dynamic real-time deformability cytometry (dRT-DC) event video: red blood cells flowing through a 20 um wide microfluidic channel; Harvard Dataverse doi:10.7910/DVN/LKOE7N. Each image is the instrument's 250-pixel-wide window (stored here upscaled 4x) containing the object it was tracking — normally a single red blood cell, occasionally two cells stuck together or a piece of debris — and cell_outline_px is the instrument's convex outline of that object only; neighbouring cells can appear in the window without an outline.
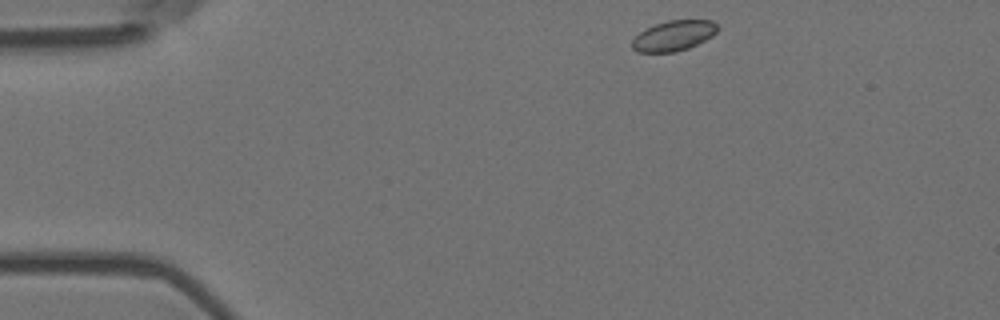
{"species": "Egyptian fruit bat (a non-hibernating species)", "species_latin": "Rousettus aegyptiacus", "temperature_condition": "room temperature", "stored_images_in_passage": 48, "camera_frame_rate_fps": 3000, "um_per_image_px": 0.085, "animal": {"sex": "female"}, "frame": {"image": 1, "passage_image": 1, "time_ms": 0.0, "image_size_px": [1000, 320], "cell_outline_px": [[720, 28], [712, 36], [688, 48], [676, 52], [636, 52], [632, 48], [632, 40], [644, 28], [668, 20], [712, 20]], "centroid_in_image_um": [57.25, 3.03], "position_along_channel_um": 27.7, "area_um2": 15.09}}
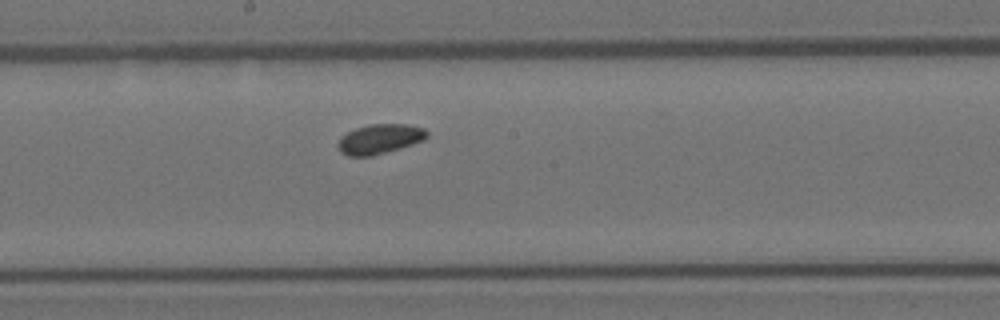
{"frame": {"image": 2, "passage_image": 22, "time_ms": 7.0, "image_size_px": [1000, 320], "cell_outline_px": [[428, 136], [424, 140], [400, 148], [372, 156], [348, 156], [340, 152], [336, 144], [340, 136], [356, 128], [368, 124], [408, 124], [424, 128], [428, 132]], "centroid_in_image_um": [32.25, 11.81], "position_along_channel_um": 215.9, "area_um2": 15.55}}
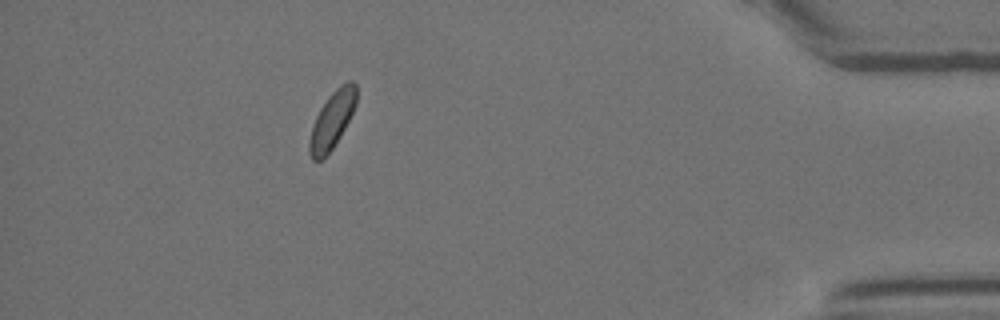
{"frame": {"image": 3, "passage_image": 42, "time_ms": 13.667, "image_size_px": [1000, 320], "cell_outline_px": [[356, 104], [344, 128], [332, 148], [320, 160], [312, 160], [308, 152], [308, 140], [316, 116], [320, 108], [328, 96], [340, 84], [348, 80], [352, 80], [356, 84]], "centroid_in_image_um": [28.21, 10.17], "position_along_channel_um": 407.0, "area_um2": 15.37}, "authors_computed_cell_mechanics": {"area_um2": 15.5193, "velocity_mm_per_s": 3.6259, "shape_relaxation_time_tau1_ms": null, "shape_relaxation_time_tau2_ms": 5.7228, "deformation_change_tau1": null, "deformation_change_tau2": 0.0438}}